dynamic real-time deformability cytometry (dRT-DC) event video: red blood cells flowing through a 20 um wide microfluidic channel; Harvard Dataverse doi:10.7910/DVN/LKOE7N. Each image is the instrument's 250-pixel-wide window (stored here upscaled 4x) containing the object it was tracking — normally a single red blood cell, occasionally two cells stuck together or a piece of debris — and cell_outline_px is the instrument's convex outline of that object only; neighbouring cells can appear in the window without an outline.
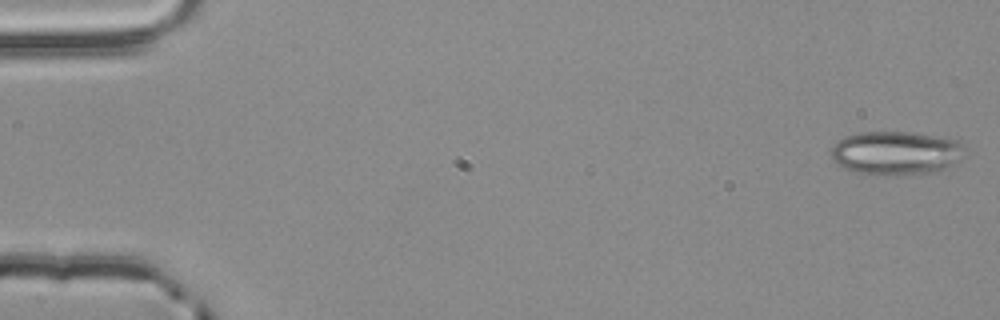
{"species": "common noctule bat (a hibernating species)", "species_latin": "Nyctalus noctula", "temperature_condition": "room temperature", "stored_images_in_passage": 3, "camera_frame_rate_fps": 3000, "um_per_image_px": 0.085, "animal": {"sex": "male", "body_mass_g": 20.4}, "frame": {"image": 1, "passage_image": 1, "time_ms": 0.0, "image_size_px": [1000, 320], "cell_outline_px": [[960, 160], [940, 172], [904, 176], [876, 176], [856, 172], [844, 168], [836, 164], [832, 156], [832, 144], [836, 140], [844, 136], [856, 132], [912, 132], [960, 140]], "centroid_in_image_um": [76.1, 13.03], "position_along_channel_um": 8.9, "area_um2": 34.68}}